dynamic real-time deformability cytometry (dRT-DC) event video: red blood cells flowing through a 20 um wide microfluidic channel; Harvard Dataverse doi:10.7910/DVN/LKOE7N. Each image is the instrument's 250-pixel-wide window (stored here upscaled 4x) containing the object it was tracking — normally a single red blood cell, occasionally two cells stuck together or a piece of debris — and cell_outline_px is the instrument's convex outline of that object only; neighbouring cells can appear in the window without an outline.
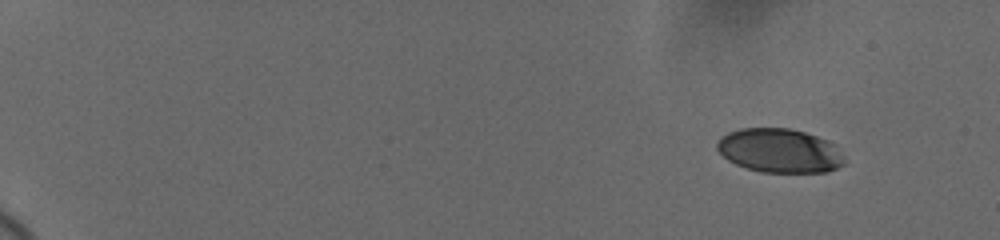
{"species": "human", "species_latin": "Homo sapiens", "temperature_condition": "cold", "stored_images_in_passage": 82, "camera_frame_rate_fps": 3000, "um_per_image_px": 0.085, "donor": {"sex": "female"}, "frame": {"image": 1, "passage_image": 1, "time_ms": 0.0, "image_size_px": [1000, 240], "cell_outline_px": [[844, 164], [828, 172], [764, 172], [748, 168], [736, 164], [728, 160], [716, 148], [716, 144], [720, 136], [728, 132], [740, 128], [788, 128], [804, 132], [828, 140], [844, 156]], "centroid_in_image_um": [66.25, 12.8], "position_along_channel_um": 18.8, "area_um2": 32.54}}
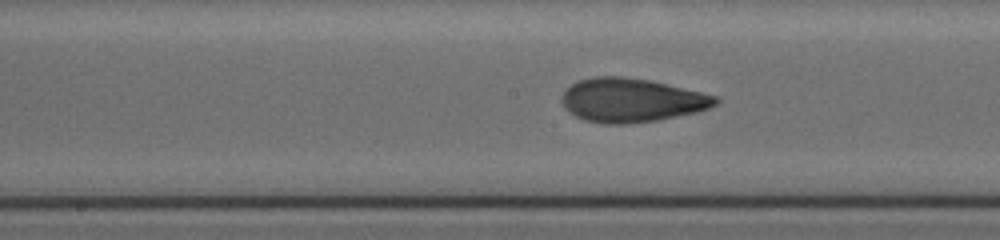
{"frame": {"image": 2, "passage_image": 46, "time_ms": 9.333, "image_size_px": [1000, 240], "cell_outline_px": [[720, 100], [716, 104], [708, 108], [696, 112], [656, 120], [628, 124], [604, 124], [584, 120], [568, 112], [564, 108], [560, 100], [560, 96], [572, 84], [580, 80], [596, 76], [620, 76], [648, 80], [704, 92], [720, 96]], "centroid_in_image_um": [53.67, 8.52], "position_along_channel_um": 194.5, "area_um2": 39.36}}
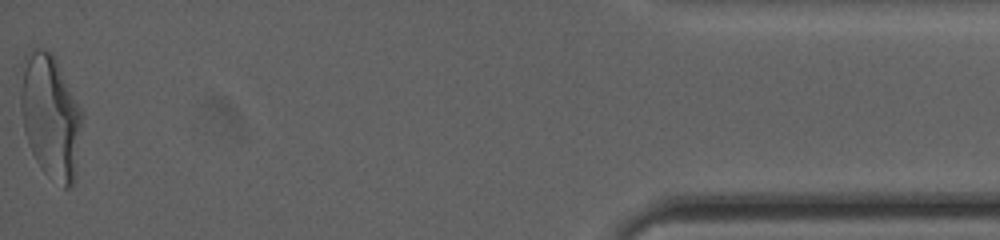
{"frame": {"image": 3, "passage_image": 82, "time_ms": 17.667, "image_size_px": [1000, 240], "cell_outline_px": [[84, 116], [76, 176], [72, 188], [64, 188], [44, 172], [40, 168], [28, 144], [24, 132], [20, 104], [20, 92], [24, 56], [32, 48], [48, 48], [52, 52]], "centroid_in_image_um": [4.31, 9.92], "position_along_channel_um": 430.9, "area_um2": 44.85}, "authors_computed_cell_mechanics": {"area_um2": 37.4833, "velocity_mm_per_s": 3.6778, "shape_relaxation_time_tau1_ms": 6.9441, "shape_relaxation_time_tau2_ms": 1.2815, "deformation_change_tau1": 0.223, "deformation_change_tau2": 0.0785}}